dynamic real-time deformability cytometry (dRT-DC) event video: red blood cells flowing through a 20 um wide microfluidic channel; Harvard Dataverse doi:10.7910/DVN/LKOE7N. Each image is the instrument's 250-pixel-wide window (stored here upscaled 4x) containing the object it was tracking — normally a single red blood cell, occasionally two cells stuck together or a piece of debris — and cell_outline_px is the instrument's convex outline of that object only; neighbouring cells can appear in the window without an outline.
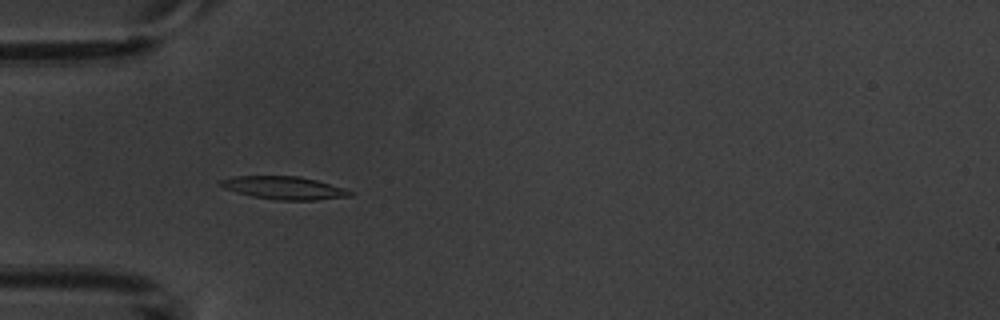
{"species": "common noctule bat (a hibernating species)", "species_latin": "Nyctalus noctula", "temperature_condition": "warm", "stored_images_in_passage": 7, "camera_frame_rate_fps": 3000, "um_per_image_px": 0.085, "animal": {"sex": "male", "body_mass_g": 20.1, "forearm_length_mm": 53.5}, "frame": {"image": 1, "passage_image": 4, "time_ms": 3.333, "image_size_px": [1000, 320], "cell_outline_px": [[356, 192], [352, 196], [316, 200], [276, 200], [252, 196], [236, 192], [224, 188], [216, 184], [216, 180], [232, 176], [300, 176], [316, 180], [344, 188]], "centroid_in_image_um": [24.1, 15.96], "position_along_channel_um": 60.9, "area_um2": 17.57}}
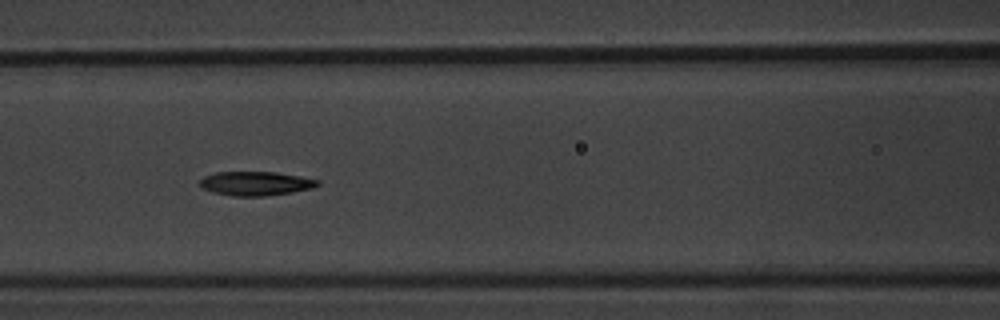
{"frame": {"image": 2, "passage_image": 6, "time_ms": 5.667, "image_size_px": [1000, 320], "cell_outline_px": [[320, 184], [312, 188], [292, 192], [264, 196], [232, 196], [212, 192], [200, 188], [200, 180], [204, 176], [216, 172], [276, 172], [300, 176], [320, 180]], "centroid_in_image_um": [21.72, 15.59], "position_along_channel_um": 144.9, "area_um2": 16.59}}
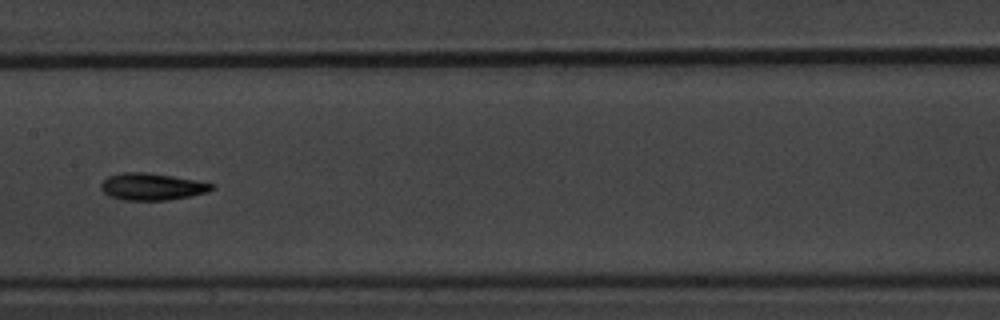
{"frame": {"image": 3, "passage_image": 7, "time_ms": 7.0, "image_size_px": [1000, 320], "cell_outline_px": [[216, 184], [208, 192], [192, 196], [164, 200], [124, 200], [108, 196], [100, 188], [100, 184], [108, 176], [124, 172], [148, 172], [196, 180]], "centroid_in_image_um": [12.91, 15.86], "position_along_channel_um": 194.5, "area_um2": 17.46}}